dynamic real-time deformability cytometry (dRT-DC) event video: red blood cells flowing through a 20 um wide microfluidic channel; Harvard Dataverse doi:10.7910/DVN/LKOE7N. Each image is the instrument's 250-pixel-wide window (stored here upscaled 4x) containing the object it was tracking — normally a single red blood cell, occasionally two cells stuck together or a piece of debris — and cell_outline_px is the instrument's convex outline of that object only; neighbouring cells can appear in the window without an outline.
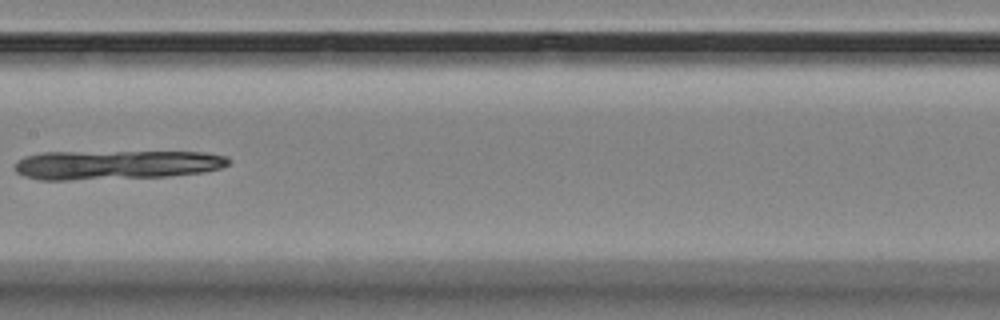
{"species": "Egyptian fruit bat (a non-hibernating species)", "species_latin": "Rousettus aegyptiacus", "temperature_condition": "room temperature", "stored_images_in_passage": 13, "camera_frame_rate_fps": 3000, "um_per_image_px": 0.085, "animal": {"sex": "female"}, "frame": {"image": 1, "passage_image": 5, "time_ms": 4.667, "image_size_px": [1000, 320], "cell_outline_px": [[228, 164], [220, 168], [200, 172], [168, 176], [68, 180], [40, 180], [24, 176], [16, 172], [12, 168], [12, 164], [16, 160], [24, 156], [44, 152], [208, 152], [228, 156]], "centroid_in_image_um": [9.78, 14.0], "position_along_channel_um": 197.6, "area_um2": 36.53}}
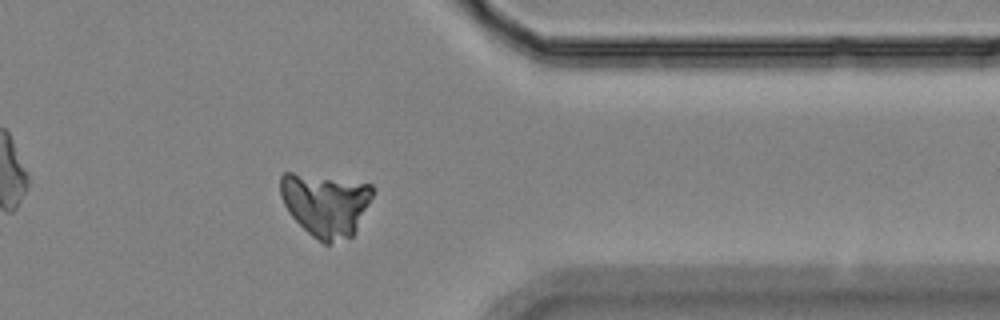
{"frame": {"image": 2, "passage_image": 10, "time_ms": 10.333, "image_size_px": [1000, 320], "cell_outline_px": [[372, 196], [356, 232], [352, 236], [328, 244], [324, 244], [312, 236], [288, 212], [280, 196], [280, 176], [284, 172], [292, 172], [372, 184]], "centroid_in_image_um": [27.65, 17.38], "position_along_channel_um": 383.7, "area_um2": 33.76}}
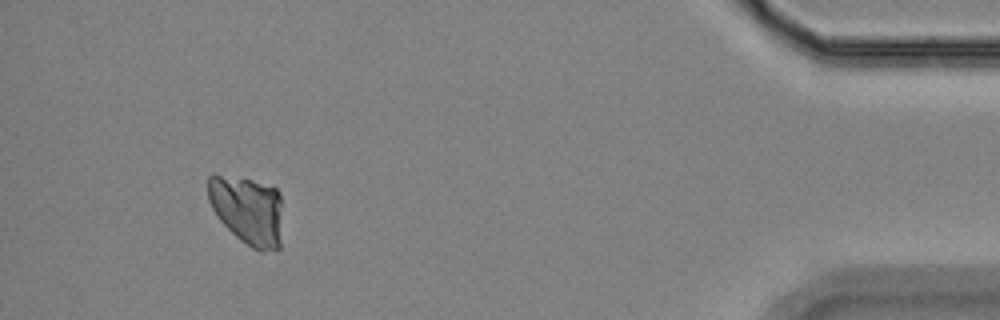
{"frame": {"image": 3, "passage_image": 12, "time_ms": 12.667, "image_size_px": [1000, 320], "cell_outline_px": [[280, 248], [276, 252], [260, 252], [252, 248], [240, 240], [216, 216], [208, 200], [208, 176], [220, 176], [248, 180], [276, 188], [280, 192]], "centroid_in_image_um": [21.05, 17.93], "position_along_channel_um": 414.1, "area_um2": 29.54}}